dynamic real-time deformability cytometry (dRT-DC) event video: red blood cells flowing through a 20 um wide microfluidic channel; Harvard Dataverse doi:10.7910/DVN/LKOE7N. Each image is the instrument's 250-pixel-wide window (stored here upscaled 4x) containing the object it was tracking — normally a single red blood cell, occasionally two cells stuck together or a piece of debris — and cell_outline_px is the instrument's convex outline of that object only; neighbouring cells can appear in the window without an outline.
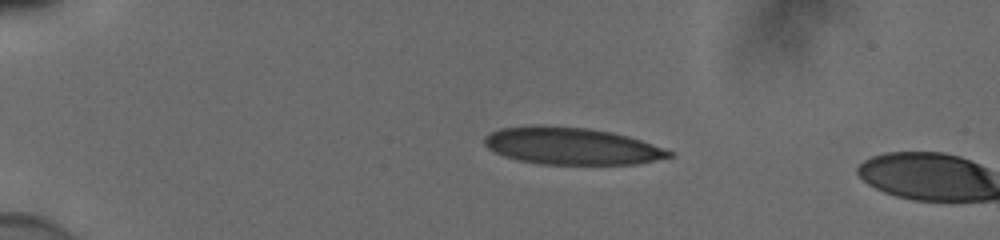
{"species": "human", "species_latin": "Homo sapiens", "temperature_condition": "cold", "stored_images_in_passage": 3, "camera_frame_rate_fps": 3000, "um_per_image_px": 0.085, "donor": {"sex": "male"}, "frame": {"image": 1, "passage_image": 1, "time_ms": 0.0, "image_size_px": [1000, 240], "cell_outline_px": [[672, 156], [636, 164], [540, 164], [516, 160], [504, 156], [488, 148], [484, 144], [484, 136], [500, 128], [528, 124], [544, 124], [588, 128], [612, 132], [628, 136], [652, 144], [672, 152]], "centroid_in_image_um": [48.5, 12.39], "position_along_channel_um": 36.5, "area_um2": 40.11}}